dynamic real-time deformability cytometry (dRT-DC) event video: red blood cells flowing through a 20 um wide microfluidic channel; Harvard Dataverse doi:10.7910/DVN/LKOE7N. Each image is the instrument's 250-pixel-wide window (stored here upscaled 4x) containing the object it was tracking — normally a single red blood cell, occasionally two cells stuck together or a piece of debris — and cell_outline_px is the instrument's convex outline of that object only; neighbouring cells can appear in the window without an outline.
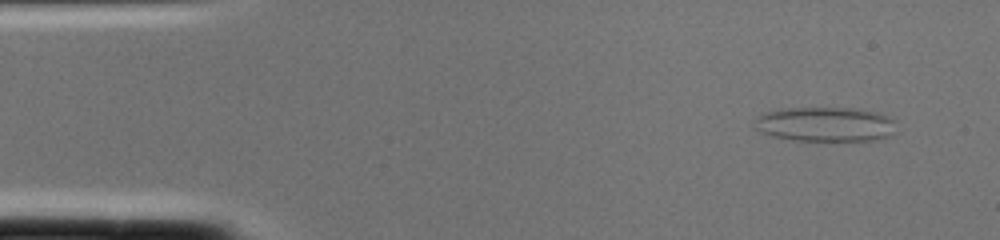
{"species": "common noctule bat (a hibernating species)", "species_latin": "Nyctalus noctula", "temperature_condition": "cold", "stored_images_in_passage": 2, "camera_frame_rate_fps": 3000, "um_per_image_px": 0.085, "animal": {"sex": "female", "body_mass_g": 22.0, "forearm_length_mm": 56.7}, "frame": {"image": 1, "passage_image": 2, "time_ms": 0.333, "image_size_px": [1000, 240], "cell_outline_px": [[896, 132], [888, 136], [872, 140], [792, 140], [772, 136], [760, 132], [756, 128], [756, 116], [768, 112], [788, 108], [856, 108], [876, 112], [892, 120]], "centroid_in_image_um": [70.13, 10.56], "position_along_channel_um": 14.9, "area_um2": 28.15}}